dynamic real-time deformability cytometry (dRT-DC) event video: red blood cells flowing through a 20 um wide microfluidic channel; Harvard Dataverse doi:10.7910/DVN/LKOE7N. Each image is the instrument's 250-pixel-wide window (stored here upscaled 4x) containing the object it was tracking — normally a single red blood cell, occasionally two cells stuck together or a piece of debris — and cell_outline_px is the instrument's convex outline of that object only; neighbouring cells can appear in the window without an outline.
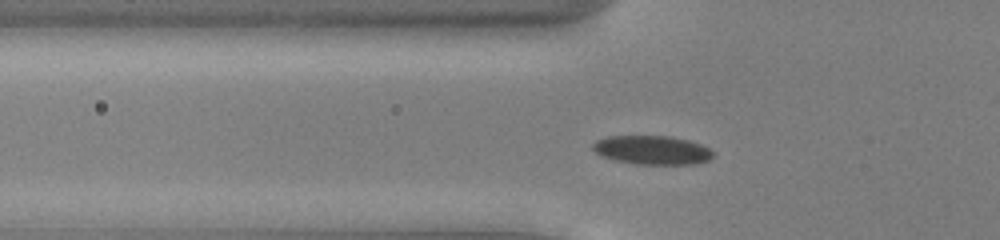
{"species": "common noctule bat (a hibernating species)", "species_latin": "Nyctalus noctula", "temperature_condition": "cold", "stored_images_in_passage": 45, "camera_frame_rate_fps": 3000, "um_per_image_px": 0.085, "animal": {"sex": "male", "body_mass_g": 13.0, "forearm_length_mm": 53.1}, "frame": {"image": 1, "passage_image": 10, "time_ms": 3.0, "image_size_px": [1000, 240], "cell_outline_px": [[712, 156], [708, 160], [696, 164], [636, 164], [616, 160], [604, 156], [596, 152], [592, 148], [592, 144], [596, 140], [608, 136], [672, 136], [688, 140], [700, 144], [708, 148], [712, 152]], "centroid_in_image_um": [55.43, 12.75], "position_along_channel_um": 70.4, "area_um2": 20.06}}
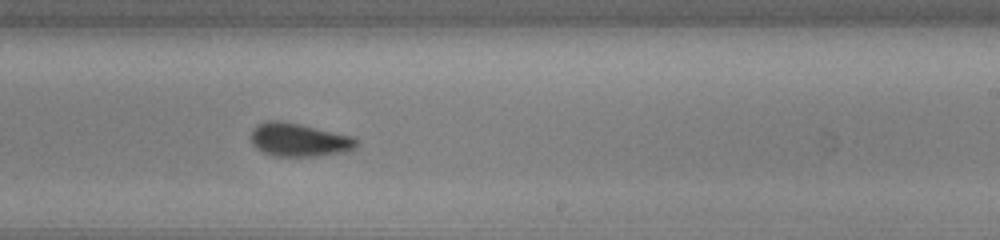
{"frame": {"image": 2, "passage_image": 25, "time_ms": 8.0, "image_size_px": [1000, 240], "cell_outline_px": [[360, 140], [356, 148], [344, 152], [312, 156], [272, 156], [256, 148], [252, 144], [252, 128], [256, 124], [268, 120], [280, 120], [300, 124], [352, 136]], "centroid_in_image_um": [25.41, 11.88], "position_along_channel_um": 263.6, "area_um2": 20.58}}
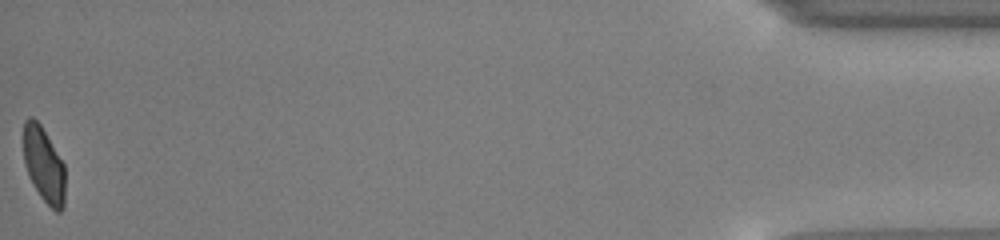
{"frame": {"image": 3, "passage_image": 45, "time_ms": 14.667, "image_size_px": [1000, 240], "cell_outline_px": [[64, 208], [60, 212], [56, 212], [40, 196], [28, 172], [24, 160], [24, 120], [28, 116], [32, 116], [40, 124], [64, 164]], "centroid_in_image_um": [3.73, 13.99], "position_along_channel_um": 431.5, "area_um2": 17.86}, "authors_computed_cell_mechanics": {"area_um2": 20.2878, "velocity_mm_per_s": 3.8936, "shape_relaxation_time_tau1_ms": 3.2422, "shape_relaxation_time_tau2_ms": 1.3841, "deformation_change_tau1": 0.0952, "deformation_change_tau2": 0.0478}}